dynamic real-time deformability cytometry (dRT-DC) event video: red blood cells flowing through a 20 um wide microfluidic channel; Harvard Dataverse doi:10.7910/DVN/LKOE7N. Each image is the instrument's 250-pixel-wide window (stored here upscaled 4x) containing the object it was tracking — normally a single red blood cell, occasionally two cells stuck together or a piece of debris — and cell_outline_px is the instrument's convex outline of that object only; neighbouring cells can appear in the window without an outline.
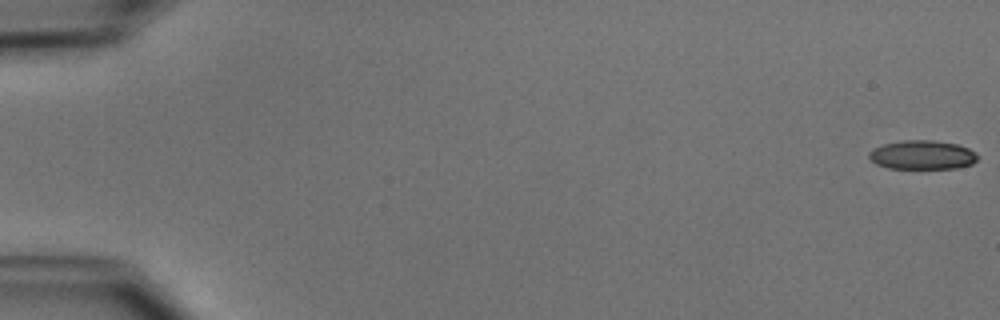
{"species": "common noctule bat (a hibernating species)", "species_latin": "Nyctalus noctula", "temperature_condition": "cold", "stored_images_in_passage": 52, "camera_frame_rate_fps": 3000, "um_per_image_px": 0.085, "animal": {"sex": "male", "body_mass_g": 15.6}, "frame": {"image": 1, "passage_image": 1, "time_ms": 0.0, "image_size_px": [1000, 320], "cell_outline_px": [[976, 160], [972, 164], [956, 168], [888, 168], [876, 164], [868, 156], [868, 152], [872, 148], [884, 144], [904, 140], [932, 140], [956, 144], [968, 148], [976, 152]], "centroid_in_image_um": [78.37, 13.16], "position_along_channel_um": 6.6, "area_um2": 18.26}}
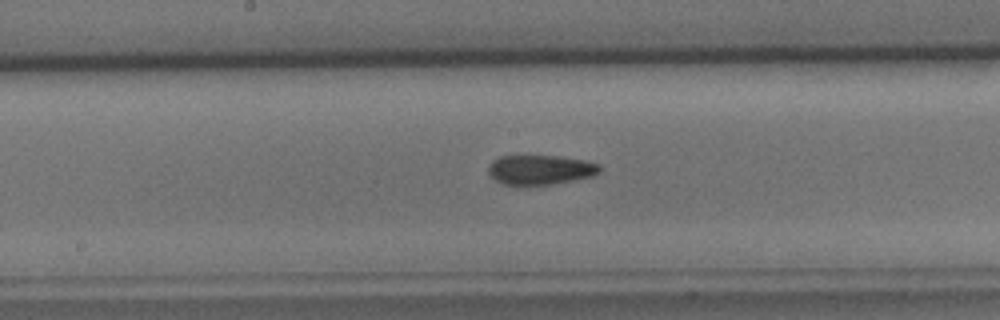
{"frame": {"image": 2, "passage_image": 28, "time_ms": 9.0, "image_size_px": [1000, 320], "cell_outline_px": [[600, 172], [592, 176], [552, 184], [504, 184], [496, 180], [488, 172], [488, 168], [492, 160], [500, 156], [556, 156], [584, 160], [600, 164]], "centroid_in_image_um": [45.93, 14.41], "position_along_channel_um": 202.3, "area_um2": 18.9}}
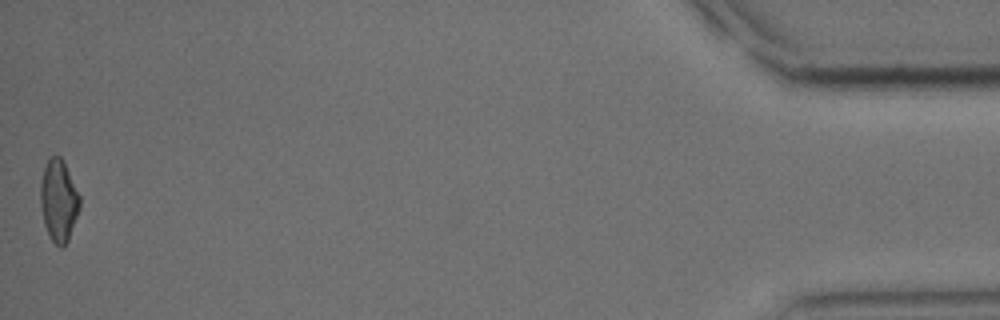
{"frame": {"image": 3, "passage_image": 52, "time_ms": 17.0, "image_size_px": [1000, 320], "cell_outline_px": [[80, 208], [68, 240], [60, 248], [52, 240], [44, 224], [40, 204], [40, 184], [44, 168], [48, 160], [52, 156], [60, 156], [80, 196]], "centroid_in_image_um": [4.98, 17.07], "position_along_channel_um": 430.2, "area_um2": 18.38}, "authors_computed_cell_mechanics": {"area_um2": 19.363, "velocity_mm_per_s": 3.9365, "shape_relaxation_time_tau1_ms": null, "shape_relaxation_time_tau2_ms": 4.2396, "deformation_change_tau1": null, "deformation_change_tau2": 0.1193}}